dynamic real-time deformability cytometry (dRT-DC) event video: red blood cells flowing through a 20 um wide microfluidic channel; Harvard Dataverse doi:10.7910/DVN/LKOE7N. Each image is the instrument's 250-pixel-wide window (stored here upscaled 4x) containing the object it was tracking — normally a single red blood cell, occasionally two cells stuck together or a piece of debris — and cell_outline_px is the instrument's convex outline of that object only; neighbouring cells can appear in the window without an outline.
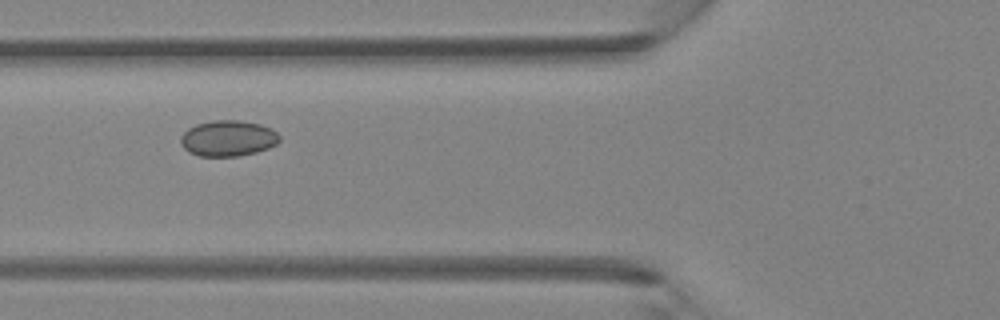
{"species": "Egyptian fruit bat (a non-hibernating species)", "species_latin": "Rousettus aegyptiacus", "temperature_condition": "room temperature", "stored_images_in_passage": 5, "camera_frame_rate_fps": 3000, "um_per_image_px": 0.085, "animal": {"sex": "female"}, "frame": {"image": 1, "passage_image": 4, "time_ms": 1.0, "image_size_px": [1000, 320], "cell_outline_px": [[280, 140], [276, 144], [268, 148], [256, 152], [236, 156], [200, 156], [188, 152], [180, 144], [180, 136], [188, 128], [196, 124], [212, 120], [240, 120], [260, 124], [272, 128], [280, 136]], "centroid_in_image_um": [19.37, 11.75], "position_along_channel_um": 106.4, "area_um2": 20.81}}
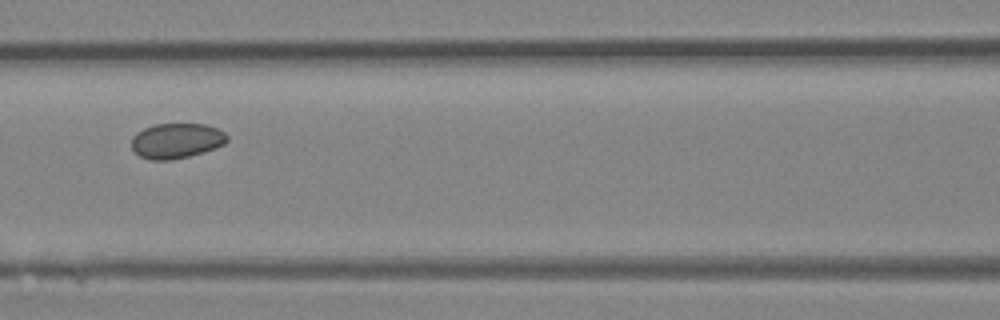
{"frame": {"image": 2, "passage_image": 5, "time_ms": 1.333, "image_size_px": [1000, 320], "cell_outline_px": [[228, 140], [224, 144], [204, 152], [172, 160], [148, 160], [140, 156], [132, 148], [132, 136], [136, 132], [144, 128], [156, 124], [204, 124], [216, 128], [224, 132], [228, 136]], "centroid_in_image_um": [14.99, 11.97], "position_along_channel_um": 151.6, "area_um2": 19.59}}